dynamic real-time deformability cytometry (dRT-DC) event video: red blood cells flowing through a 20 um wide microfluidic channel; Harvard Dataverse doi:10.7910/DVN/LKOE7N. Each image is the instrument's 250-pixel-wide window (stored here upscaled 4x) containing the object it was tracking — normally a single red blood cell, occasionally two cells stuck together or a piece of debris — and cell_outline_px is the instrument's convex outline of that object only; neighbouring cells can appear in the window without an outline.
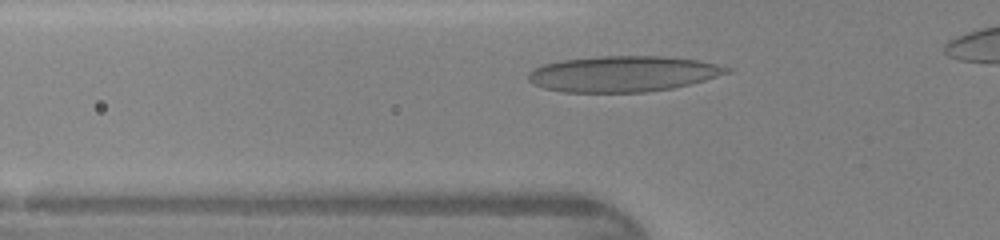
{"species": "human", "species_latin": "Homo sapiens", "temperature_condition": "warm", "stored_images_in_passage": 30, "camera_frame_rate_fps": 3000, "um_per_image_px": 0.085, "donor": {"sex": "female"}, "frame": {"image": 1, "passage_image": 6, "time_ms": 1.667, "image_size_px": [1000, 240], "cell_outline_px": [[732, 72], [704, 80], [672, 88], [644, 92], [564, 92], [544, 88], [532, 84], [528, 80], [528, 72], [532, 68], [544, 64], [564, 60], [600, 56], [664, 56], [700, 60], [732, 68]], "centroid_in_image_um": [52.95, 6.27], "position_along_channel_um": 72.9, "area_um2": 41.44}}
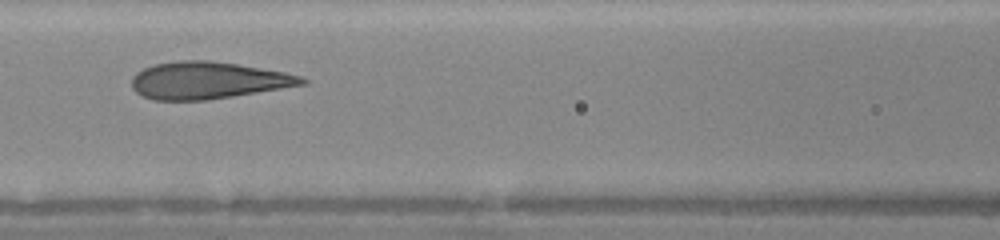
{"frame": {"image": 2, "passage_image": 11, "time_ms": 3.333, "image_size_px": [1000, 240], "cell_outline_px": [[308, 84], [208, 100], [152, 100], [136, 92], [132, 88], [132, 76], [136, 72], [144, 68], [156, 64], [176, 60], [208, 60], [236, 64], [284, 72], [300, 76], [308, 80]], "centroid_in_image_um": [17.66, 6.83], "position_along_channel_um": 148.9, "area_um2": 36.7}}
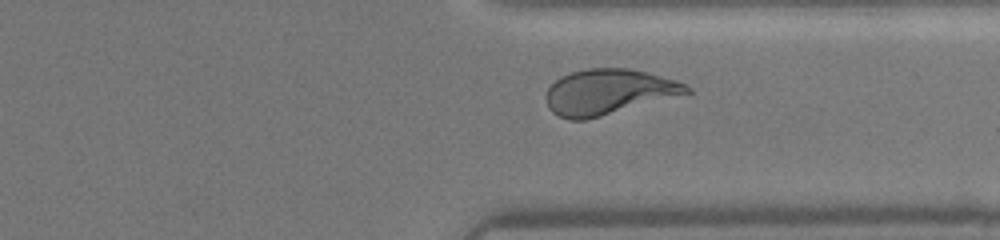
{"frame": {"image": 3, "passage_image": 25, "time_ms": 8.0, "image_size_px": [1000, 240], "cell_outline_px": [[692, 92], [600, 116], [584, 120], [568, 120], [552, 112], [548, 108], [544, 96], [548, 88], [560, 76], [572, 72], [588, 68], [628, 68], [676, 80], [692, 88]], "centroid_in_image_um": [51.67, 7.81], "position_along_channel_um": 359.7, "area_um2": 36.88}}